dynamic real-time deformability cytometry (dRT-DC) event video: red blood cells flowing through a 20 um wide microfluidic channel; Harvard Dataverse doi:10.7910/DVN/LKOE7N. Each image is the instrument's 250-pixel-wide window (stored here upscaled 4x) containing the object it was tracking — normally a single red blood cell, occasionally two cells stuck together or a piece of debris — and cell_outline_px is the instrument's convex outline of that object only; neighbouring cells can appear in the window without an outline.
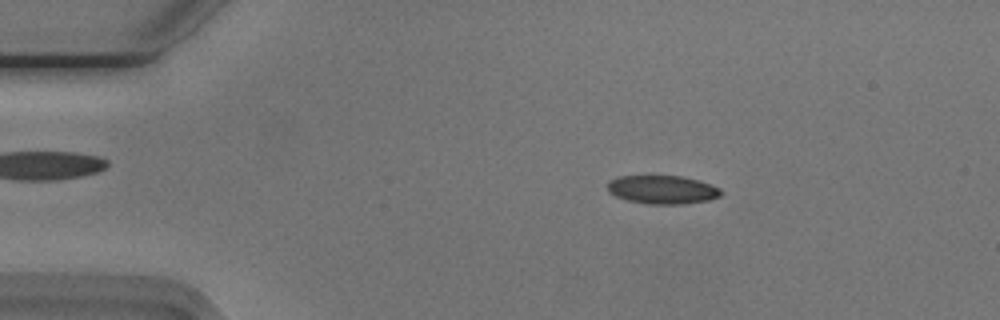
{"species": "Egyptian fruit bat (a non-hibernating species)", "species_latin": "Rousettus aegyptiacus", "temperature_condition": "cold", "stored_images_in_passage": 43, "camera_frame_rate_fps": 3000, "um_per_image_px": 0.085, "animal": {"sex": "male"}, "frame": {"image": 1, "passage_image": 1, "time_ms": 0.0, "image_size_px": [1000, 320], "cell_outline_px": [[724, 192], [720, 196], [708, 200], [680, 204], [648, 204], [628, 200], [616, 196], [608, 192], [608, 180], [616, 176], [648, 172], [680, 176], [696, 180], [720, 188]], "centroid_in_image_um": [56.22, 16.06], "position_along_channel_um": 28.8, "area_um2": 19.65}}
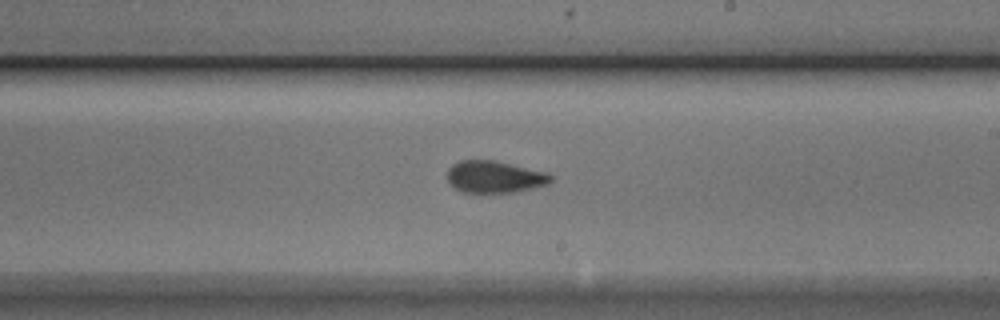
{"frame": {"image": 2, "passage_image": 23, "time_ms": 7.333, "image_size_px": [1000, 320], "cell_outline_px": [[552, 180], [548, 184], [516, 192], [460, 192], [448, 180], [448, 168], [452, 164], [460, 160], [496, 160], [548, 172], [552, 176]], "centroid_in_image_um": [42.06, 15.02], "position_along_channel_um": 246.9, "area_um2": 19.36}}
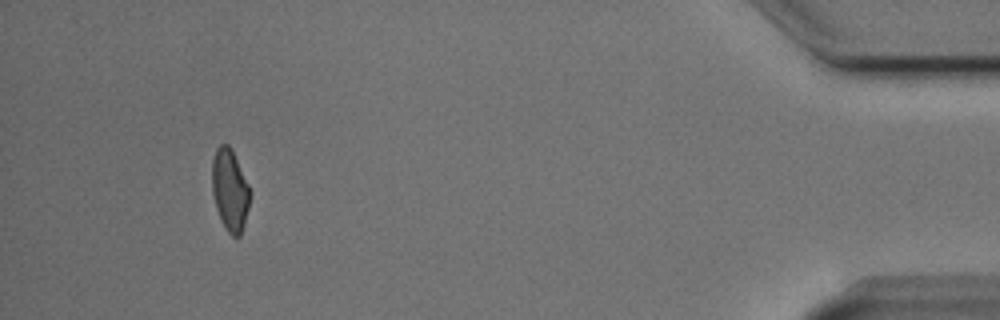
{"frame": {"image": 3, "passage_image": 42, "time_ms": 13.667, "image_size_px": [1000, 320], "cell_outline_px": [[252, 192], [244, 224], [240, 236], [232, 236], [228, 232], [220, 220], [216, 208], [212, 192], [212, 160], [216, 148], [220, 144], [228, 144], [232, 148]], "centroid_in_image_um": [19.54, 16.13], "position_along_channel_um": 415.7, "area_um2": 18.32}}